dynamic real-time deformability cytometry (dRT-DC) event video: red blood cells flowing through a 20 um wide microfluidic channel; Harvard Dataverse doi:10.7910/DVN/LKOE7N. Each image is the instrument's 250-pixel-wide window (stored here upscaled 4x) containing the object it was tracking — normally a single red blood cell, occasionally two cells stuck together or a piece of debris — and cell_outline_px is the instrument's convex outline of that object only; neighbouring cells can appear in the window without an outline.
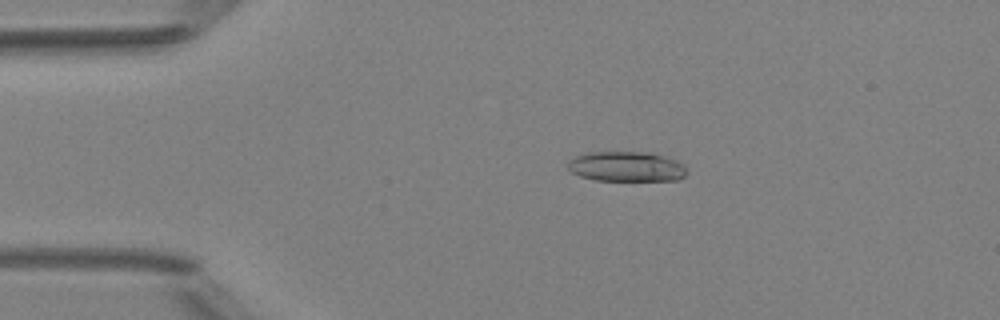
{"species": "Egyptian fruit bat (a non-hibernating species)", "species_latin": "Rousettus aegyptiacus", "temperature_condition": "room temperature", "stored_images_in_passage": 4, "camera_frame_rate_fps": 3000, "um_per_image_px": 0.085, "animal": {"sex": "female"}, "frame": {"image": 1, "passage_image": 3, "time_ms": 2.333, "image_size_px": [1000, 320], "cell_outline_px": [[688, 172], [680, 180], [596, 180], [580, 176], [572, 172], [568, 168], [568, 160], [576, 156], [588, 152], [652, 152], [676, 160]], "centroid_in_image_um": [53.24, 14.15], "position_along_channel_um": 31.8, "area_um2": 20.75}}